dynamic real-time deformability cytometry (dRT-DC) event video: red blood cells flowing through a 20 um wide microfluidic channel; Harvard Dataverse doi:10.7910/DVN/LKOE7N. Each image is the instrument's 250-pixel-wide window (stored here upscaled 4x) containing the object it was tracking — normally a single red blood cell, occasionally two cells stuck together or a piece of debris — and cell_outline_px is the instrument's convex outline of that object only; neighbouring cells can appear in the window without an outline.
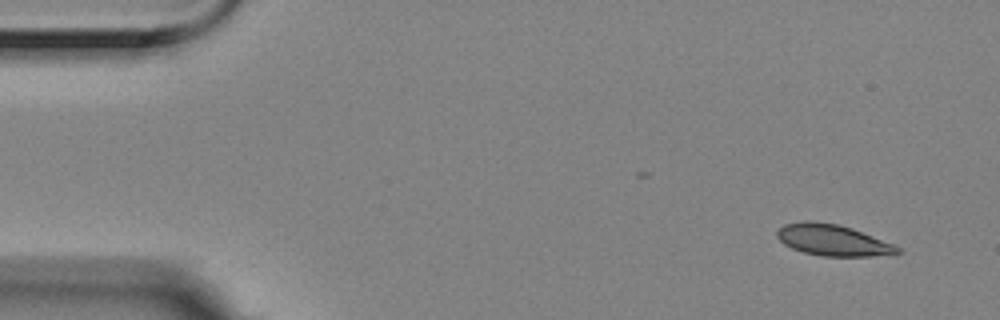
{"species": "Egyptian fruit bat (a non-hibernating species)", "species_latin": "Rousettus aegyptiacus", "temperature_condition": "room temperature", "stored_images_in_passage": 14, "camera_frame_rate_fps": 3000, "um_per_image_px": 0.085, "animal": {"sex": "female"}, "frame": {"image": 1, "passage_image": 1, "time_ms": 0.0, "image_size_px": [1000, 320], "cell_outline_px": [[904, 252], [896, 256], [820, 256], [804, 252], [792, 248], [784, 244], [776, 236], [776, 232], [784, 224], [804, 220], [808, 220], [836, 224], [852, 228], [892, 244], [900, 248]], "centroid_in_image_um": [70.83, 20.43], "position_along_channel_um": 14.2, "area_um2": 22.08}}
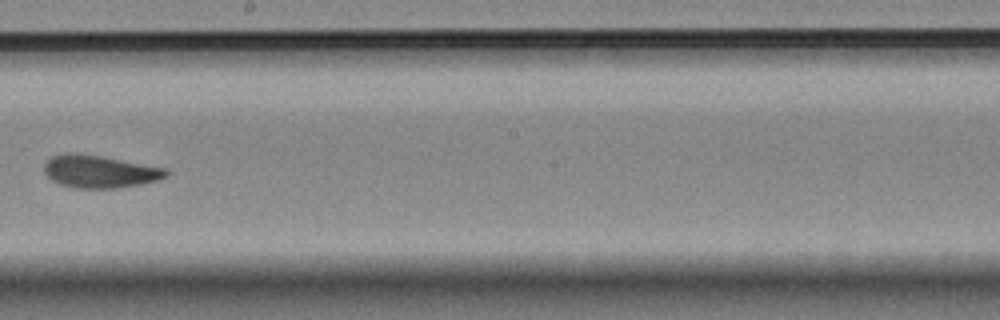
{"frame": {"image": 2, "passage_image": 8, "time_ms": 2.333, "image_size_px": [1000, 320], "cell_outline_px": [[168, 176], [160, 180], [140, 184], [116, 188], [72, 188], [60, 184], [52, 180], [44, 172], [44, 164], [52, 156], [68, 152], [100, 156], [168, 168]], "centroid_in_image_um": [8.49, 14.58], "position_along_channel_um": 239.7, "area_um2": 23.18}}
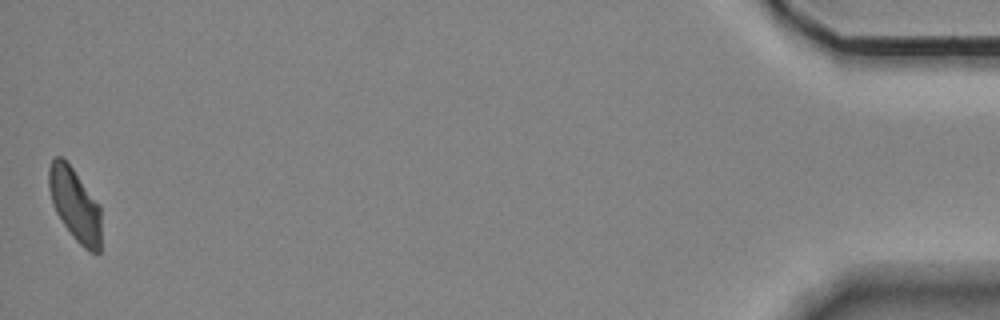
{"frame": {"image": 3, "passage_image": 14, "time_ms": 4.333, "image_size_px": [1000, 320], "cell_outline_px": [[100, 252], [88, 252], [72, 236], [56, 212], [48, 188], [48, 168], [52, 160], [56, 156], [60, 156], [72, 168], [100, 204]], "centroid_in_image_um": [6.37, 17.39], "position_along_channel_um": 428.8, "area_um2": 22.02}}